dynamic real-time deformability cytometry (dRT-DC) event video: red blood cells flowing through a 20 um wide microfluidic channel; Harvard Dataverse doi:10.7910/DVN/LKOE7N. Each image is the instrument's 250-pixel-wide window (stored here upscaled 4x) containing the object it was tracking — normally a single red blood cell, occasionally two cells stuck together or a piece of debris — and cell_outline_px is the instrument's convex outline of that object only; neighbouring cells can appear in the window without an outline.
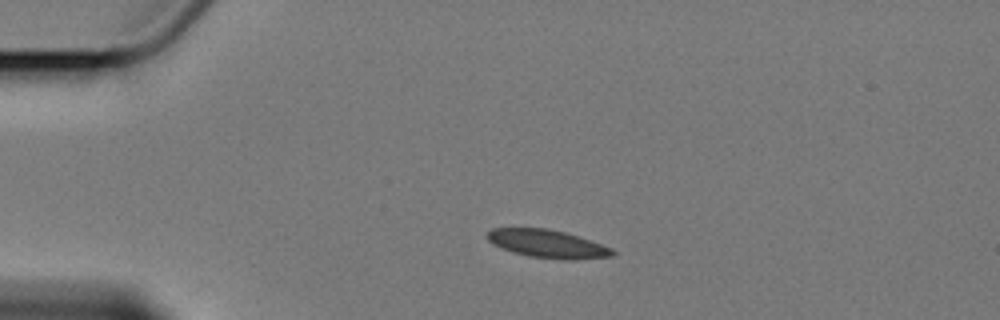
{"species": "Egyptian fruit bat (a non-hibernating species)", "species_latin": "Rousettus aegyptiacus", "temperature_condition": "cold", "stored_images_in_passage": 3, "camera_frame_rate_fps": 3000, "um_per_image_px": 0.085, "animal": {"sex": "female"}, "frame": {"image": 1, "passage_image": 2, "time_ms": 1.333, "image_size_px": [1000, 320], "cell_outline_px": [[616, 252], [612, 256], [576, 260], [560, 260], [528, 256], [512, 252], [500, 248], [492, 244], [488, 240], [488, 232], [492, 228], [548, 228], [564, 232], [612, 248]], "centroid_in_image_um": [46.51, 20.74], "position_along_channel_um": 38.5, "area_um2": 20.46}}